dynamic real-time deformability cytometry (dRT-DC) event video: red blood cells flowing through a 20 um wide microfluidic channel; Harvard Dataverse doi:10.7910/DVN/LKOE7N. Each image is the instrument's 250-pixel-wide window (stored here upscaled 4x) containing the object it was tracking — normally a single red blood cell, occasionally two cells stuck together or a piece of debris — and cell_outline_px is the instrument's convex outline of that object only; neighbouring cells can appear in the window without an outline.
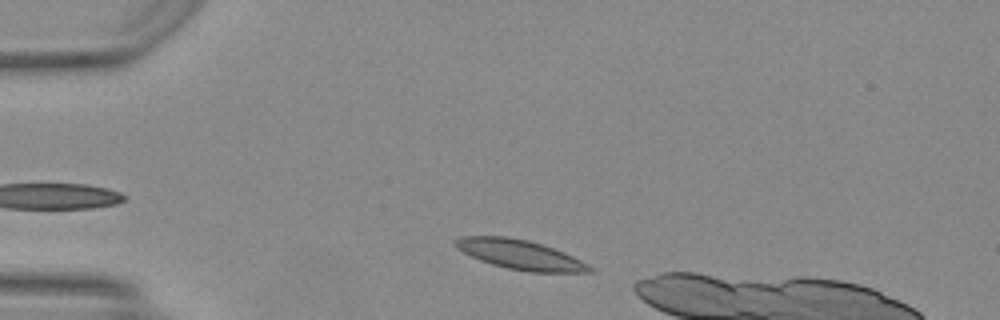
{"species": "Egyptian fruit bat (a non-hibernating species)", "species_latin": "Rousettus aegyptiacus", "temperature_condition": "warm", "stored_images_in_passage": 34, "camera_frame_rate_fps": 3000, "um_per_image_px": 0.085, "animal": {"sex": "female"}, "frame": {"image": 1, "passage_image": 1, "time_ms": 0.0, "image_size_px": [1000, 320], "cell_outline_px": [[596, 272], [528, 272], [508, 268], [492, 264], [480, 260], [456, 248], [452, 244], [452, 240], [460, 236], [504, 236], [528, 240], [564, 252], [596, 268]], "centroid_in_image_um": [44.2, 21.64], "position_along_channel_um": 40.8, "area_um2": 23.12}}
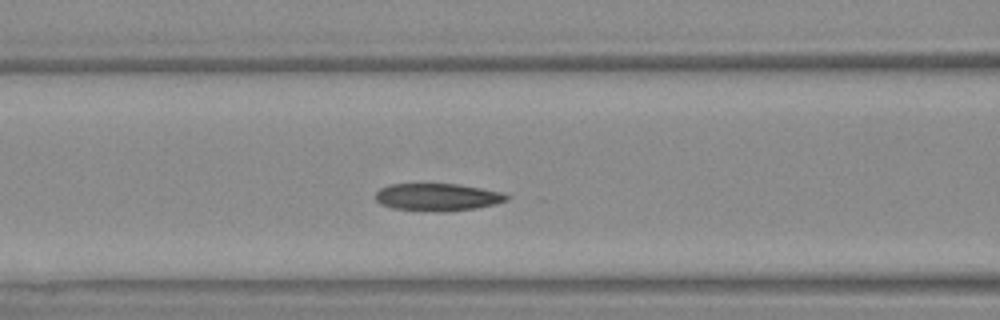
{"frame": {"image": 2, "passage_image": 10, "time_ms": 3.0, "image_size_px": [1000, 320], "cell_outline_px": [[512, 196], [508, 200], [496, 204], [476, 208], [448, 212], [432, 212], [392, 208], [380, 204], [376, 200], [376, 192], [380, 188], [388, 184], [456, 184], [504, 192]], "centroid_in_image_um": [37.22, 16.76], "position_along_channel_um": 129.4, "area_um2": 21.33}}
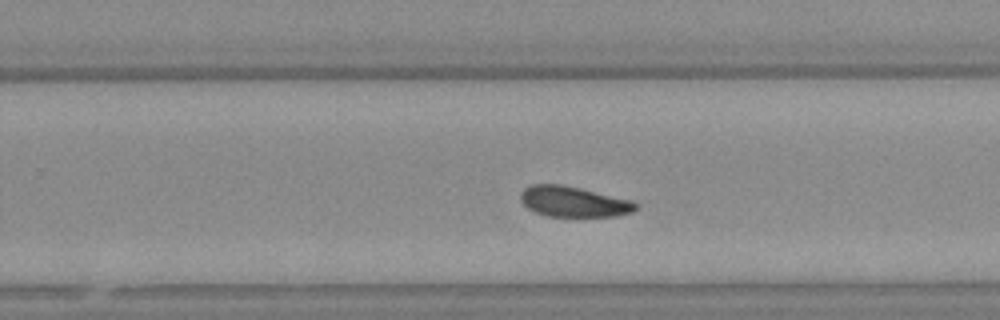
{"frame": {"image": 3, "passage_image": 21, "time_ms": 6.667, "image_size_px": [1000, 320], "cell_outline_px": [[640, 204], [632, 212], [616, 216], [548, 216], [536, 212], [528, 208], [520, 200], [520, 192], [524, 188], [532, 184], [560, 184], [632, 200]], "centroid_in_image_um": [48.75, 17.14], "position_along_channel_um": 281.1, "area_um2": 20.35}, "authors_computed_cell_mechanics": {"area_um2": 21.3571, "velocity_mm_per_s": 4.158, "shape_relaxation_time_tau1_ms": 9.7611, "shape_relaxation_time_tau2_ms": null, "deformation_change_tau1": 0.1941, "deformation_change_tau2": null}}